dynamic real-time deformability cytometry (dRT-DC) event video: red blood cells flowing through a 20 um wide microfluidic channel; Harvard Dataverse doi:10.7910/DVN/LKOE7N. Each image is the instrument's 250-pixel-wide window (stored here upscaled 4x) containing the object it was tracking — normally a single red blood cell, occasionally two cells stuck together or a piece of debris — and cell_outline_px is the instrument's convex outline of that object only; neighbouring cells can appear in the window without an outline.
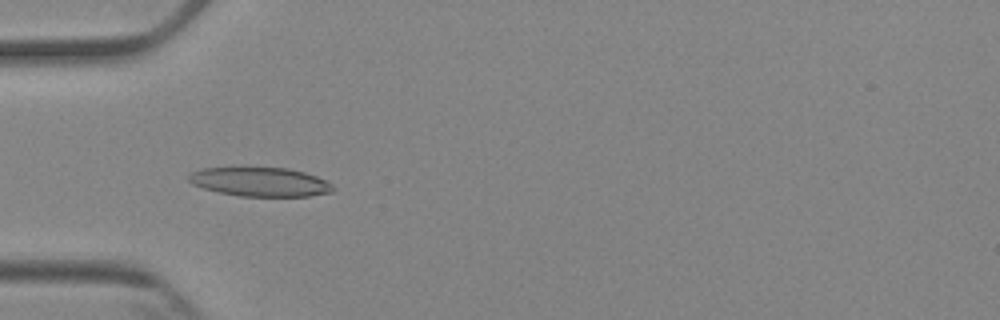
{"species": "Egyptian fruit bat (a non-hibernating species)", "species_latin": "Rousettus aegyptiacus", "temperature_condition": "cold", "stored_images_in_passage": 4, "camera_frame_rate_fps": 3000, "um_per_image_px": 0.085, "animal": {"sex": "female"}, "frame": {"image": 1, "passage_image": 3, "time_ms": 2.333, "image_size_px": [1000, 320], "cell_outline_px": [[332, 192], [308, 196], [240, 196], [220, 192], [204, 188], [192, 184], [188, 180], [188, 176], [192, 172], [204, 168], [288, 168], [304, 172], [316, 176], [332, 184]], "centroid_in_image_um": [22.11, 15.46], "position_along_channel_um": 62.9, "area_um2": 24.04}}
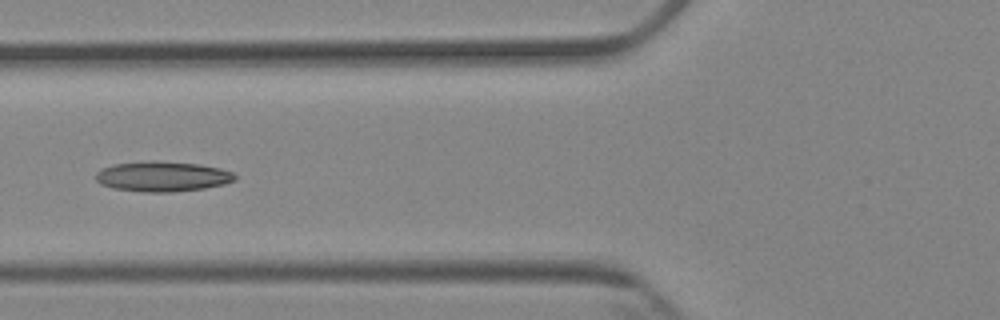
{"frame": {"image": 2, "passage_image": 4, "time_ms": 3.667, "image_size_px": [1000, 320], "cell_outline_px": [[236, 180], [224, 184], [204, 188], [172, 192], [144, 192], [112, 188], [100, 184], [96, 180], [96, 172], [100, 168], [112, 164], [152, 160], [156, 160], [200, 164], [220, 168], [232, 172], [236, 176]], "centroid_in_image_um": [13.78, 14.99], "position_along_channel_um": 112.0, "area_um2": 24.74}}